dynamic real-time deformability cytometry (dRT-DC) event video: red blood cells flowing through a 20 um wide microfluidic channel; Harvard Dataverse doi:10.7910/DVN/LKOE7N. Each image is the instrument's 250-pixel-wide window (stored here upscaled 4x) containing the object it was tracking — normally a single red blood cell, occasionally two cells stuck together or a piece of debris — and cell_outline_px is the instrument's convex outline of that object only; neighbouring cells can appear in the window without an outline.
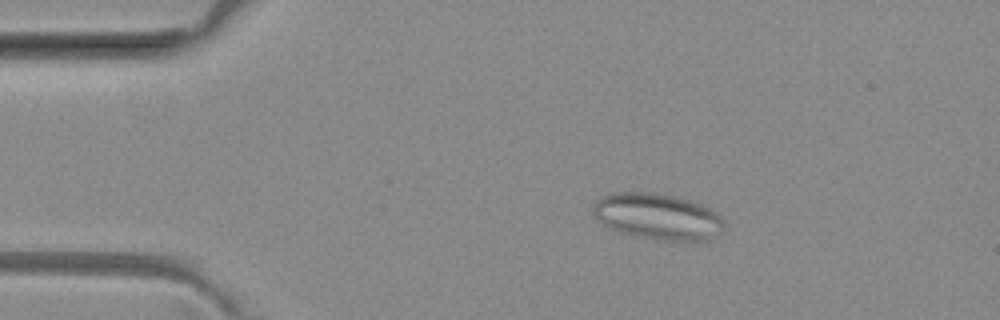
{"species": "common noctule bat (a hibernating species)", "species_latin": "Nyctalus noctula", "temperature_condition": "room temperature", "stored_images_in_passage": 43, "camera_frame_rate_fps": 3000, "um_per_image_px": 0.085, "animal": {"sex": "female", "body_mass_g": 29.2, "forearm_length_mm": 56.3}, "frame": {"image": 1, "passage_image": 1, "time_ms": 0.0, "image_size_px": [1000, 320], "cell_outline_px": [[724, 228], [720, 232], [708, 240], [660, 240], [636, 236], [620, 232], [604, 224], [592, 212], [592, 208], [596, 200], [612, 192], [652, 192], [676, 196], [692, 200], [716, 212], [724, 220]], "centroid_in_image_um": [55.91, 18.39], "position_along_channel_um": 29.1, "area_um2": 35.14}}
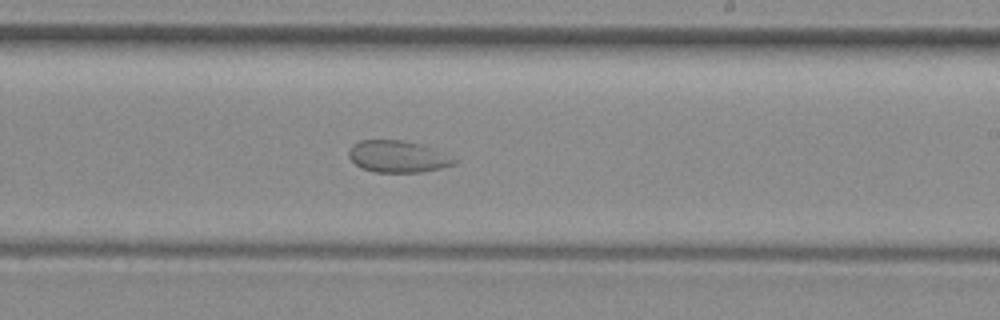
{"frame": {"image": 2, "passage_image": 22, "time_ms": 7.0, "image_size_px": [1000, 320], "cell_outline_px": [[460, 160], [456, 164], [424, 172], [372, 172], [360, 168], [348, 156], [348, 152], [352, 144], [360, 140], [404, 140], [420, 144], [432, 148]], "centroid_in_image_um": [33.81, 13.31], "position_along_channel_um": 255.2, "area_um2": 19.71}}
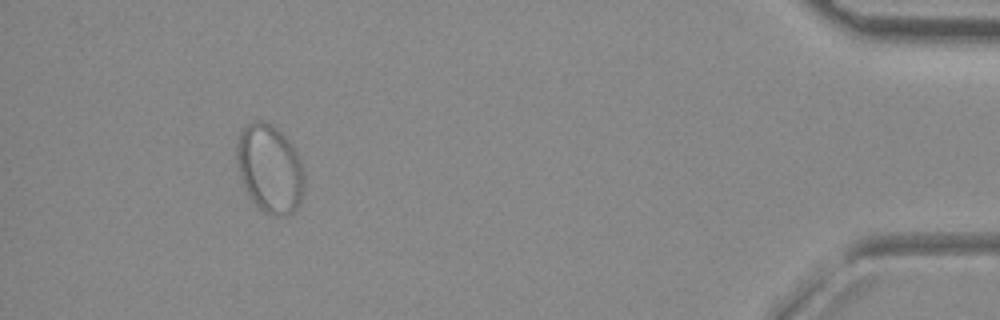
{"frame": {"image": 3, "passage_image": 39, "time_ms": 12.667, "image_size_px": [1000, 320], "cell_outline_px": [[304, 184], [300, 204], [288, 216], [276, 216], [264, 212], [248, 196], [236, 160], [236, 144], [240, 132], [252, 120], [264, 120], [272, 124], [292, 144], [300, 160], [304, 172]], "centroid_in_image_um": [22.93, 14.33], "position_along_channel_um": 412.3, "area_um2": 34.8}}